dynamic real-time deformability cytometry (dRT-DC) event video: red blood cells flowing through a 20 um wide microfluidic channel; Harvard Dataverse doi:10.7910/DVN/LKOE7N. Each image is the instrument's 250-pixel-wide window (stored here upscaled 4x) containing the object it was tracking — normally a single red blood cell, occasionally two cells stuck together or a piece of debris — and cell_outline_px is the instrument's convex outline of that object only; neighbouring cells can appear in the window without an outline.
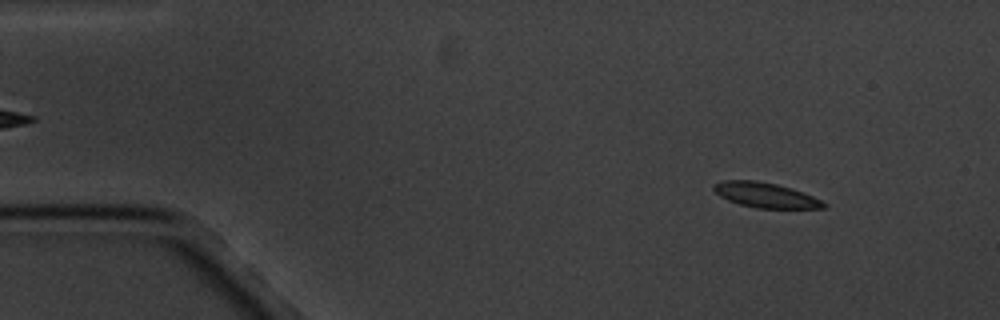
{"species": "common noctule bat (a hibernating species)", "species_latin": "Nyctalus noctula", "temperature_condition": "cold", "stored_images_in_passage": 4, "camera_frame_rate_fps": 3000, "um_per_image_px": 0.085, "animal": {"sex": "male", "body_mass_g": 20.1, "forearm_length_mm": 53.5}, "frame": {"image": 1, "passage_image": 1, "time_ms": 0.0, "image_size_px": [1000, 320], "cell_outline_px": [[828, 208], [756, 208], [740, 204], [728, 200], [720, 196], [712, 188], [712, 184], [724, 180], [756, 180], [776, 184], [792, 188], [812, 196], [828, 204]], "centroid_in_image_um": [65.06, 16.58], "position_along_channel_um": 19.9, "area_um2": 16.01}}